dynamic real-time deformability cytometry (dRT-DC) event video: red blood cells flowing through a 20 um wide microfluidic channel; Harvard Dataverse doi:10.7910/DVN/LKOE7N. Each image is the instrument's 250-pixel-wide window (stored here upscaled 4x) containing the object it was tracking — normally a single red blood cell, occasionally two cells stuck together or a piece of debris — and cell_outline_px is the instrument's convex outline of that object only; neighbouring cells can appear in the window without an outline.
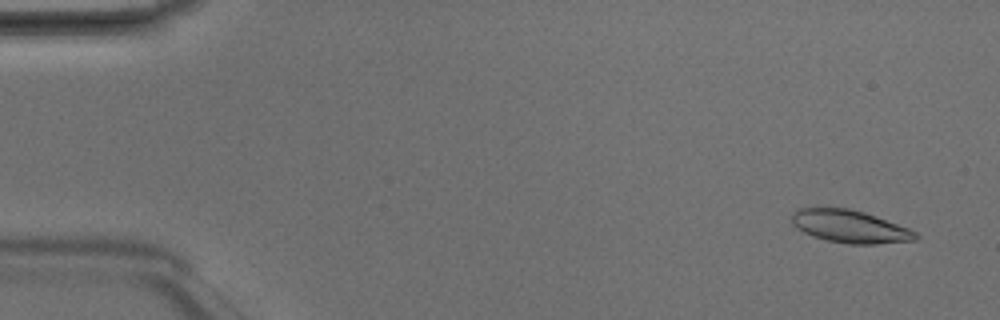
{"species": "Egyptian fruit bat (a non-hibernating species)", "species_latin": "Rousettus aegyptiacus", "temperature_condition": "room temperature", "stored_images_in_passage": 4, "camera_frame_rate_fps": 3000, "um_per_image_px": 0.085, "animal": {"sex": "male"}, "frame": {"image": 1, "passage_image": 1, "time_ms": 0.0, "image_size_px": [1000, 320], "cell_outline_px": [[920, 236], [916, 240], [876, 244], [848, 244], [828, 240], [812, 236], [796, 228], [792, 224], [792, 212], [800, 208], [848, 208], [864, 212], [876, 216], [908, 228], [916, 232]], "centroid_in_image_um": [72.24, 19.25], "position_along_channel_um": 12.8, "area_um2": 23.52}}
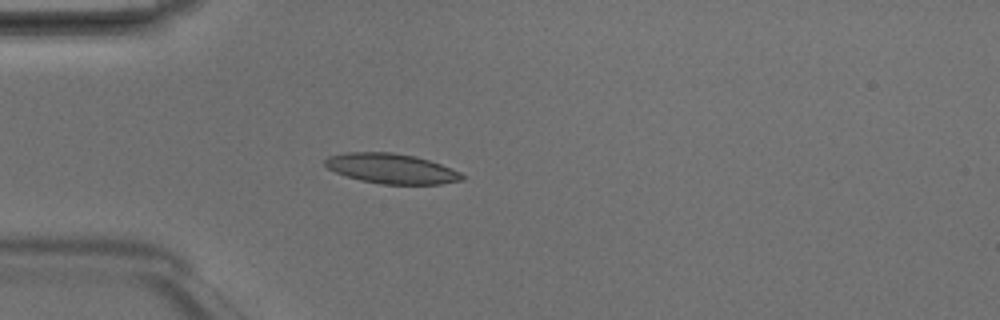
{"frame": {"image": 2, "passage_image": 4, "time_ms": 1.0, "image_size_px": [1000, 320], "cell_outline_px": [[464, 180], [440, 184], [380, 184], [360, 180], [336, 172], [328, 168], [324, 164], [324, 160], [328, 156], [344, 152], [392, 152], [416, 156], [440, 164], [460, 172], [464, 176]], "centroid_in_image_um": [33.26, 14.32], "position_along_channel_um": 51.7, "area_um2": 23.93}}